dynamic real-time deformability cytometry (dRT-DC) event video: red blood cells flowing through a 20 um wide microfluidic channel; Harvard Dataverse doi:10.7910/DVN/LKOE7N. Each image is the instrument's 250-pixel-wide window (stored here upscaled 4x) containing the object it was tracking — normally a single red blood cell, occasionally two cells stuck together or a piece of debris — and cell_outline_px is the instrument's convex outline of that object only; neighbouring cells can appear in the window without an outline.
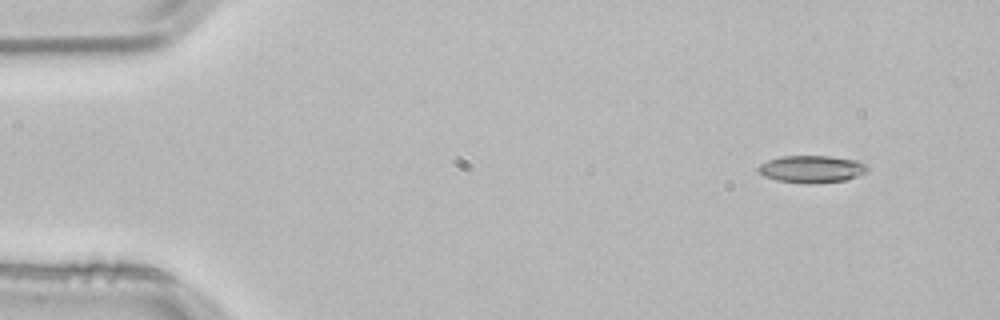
{"species": "common noctule bat (a hibernating species)", "species_latin": "Nyctalus noctula", "temperature_condition": "room temperature", "stored_images_in_passage": 3, "camera_frame_rate_fps": 3000, "um_per_image_px": 0.085, "animal": {"sex": "male", "body_mass_g": 21.5, "forearm_length_mm": 52.0}, "frame": {"image": 1, "passage_image": 1, "time_ms": 0.0, "image_size_px": [1000, 320], "cell_outline_px": [[868, 172], [844, 180], [812, 184], [808, 184], [776, 180], [764, 176], [756, 168], [760, 164], [768, 160], [784, 156], [828, 156], [856, 160], [864, 164], [868, 168]], "centroid_in_image_um": [68.98, 14.37], "position_along_channel_um": 16.0, "area_um2": 17.22}}